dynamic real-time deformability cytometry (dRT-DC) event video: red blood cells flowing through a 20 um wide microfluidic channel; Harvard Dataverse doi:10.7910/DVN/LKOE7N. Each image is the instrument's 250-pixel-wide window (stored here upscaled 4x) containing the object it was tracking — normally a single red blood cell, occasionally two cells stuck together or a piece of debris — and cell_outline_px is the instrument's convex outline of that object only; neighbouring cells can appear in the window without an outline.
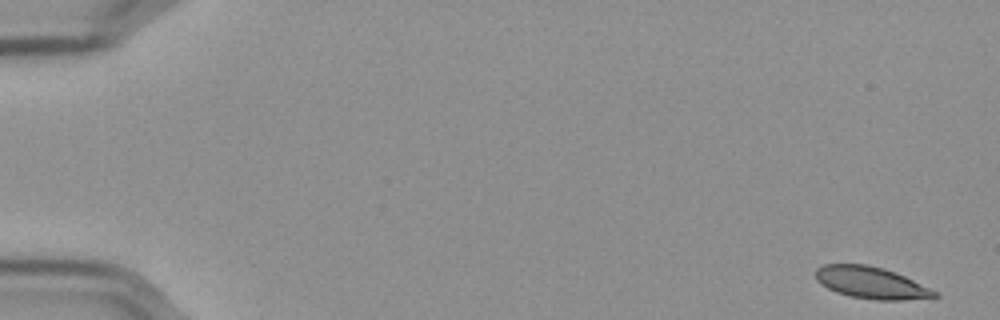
{"species": "Egyptian fruit bat (a non-hibernating species)", "species_latin": "Rousettus aegyptiacus", "temperature_condition": "cold", "stored_images_in_passage": 57, "camera_frame_rate_fps": 3000, "um_per_image_px": 0.085, "frame": {"image": 1, "passage_image": 1, "time_ms": 0.0, "image_size_px": [1000, 320], "cell_outline_px": [[940, 296], [904, 300], [876, 300], [852, 296], [836, 292], [820, 284], [816, 280], [812, 272], [816, 268], [824, 264], [868, 264], [884, 268], [896, 272], [940, 292]], "centroid_in_image_um": [74.03, 24.02], "position_along_channel_um": 11.0, "area_um2": 22.37}}
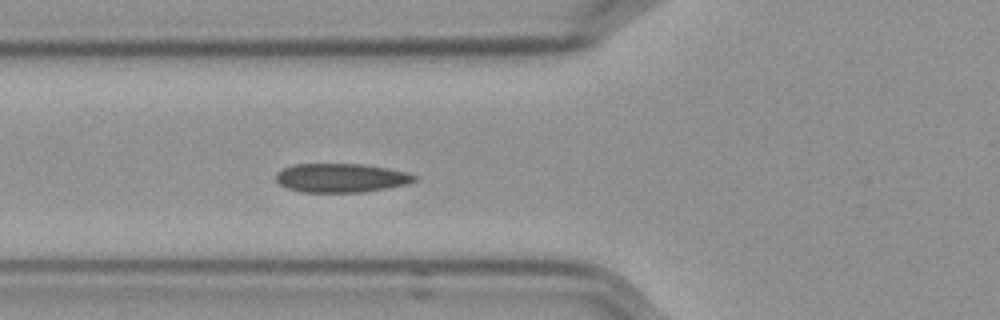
{"frame": {"image": 2, "passage_image": 21, "time_ms": 6.667, "image_size_px": [1000, 320], "cell_outline_px": [[416, 180], [408, 184], [388, 188], [364, 192], [300, 192], [288, 188], [280, 184], [276, 180], [276, 172], [292, 164], [364, 164], [388, 168], [408, 172], [416, 176]], "centroid_in_image_um": [29.01, 15.12], "position_along_channel_um": 96.8, "area_um2": 23.47}}
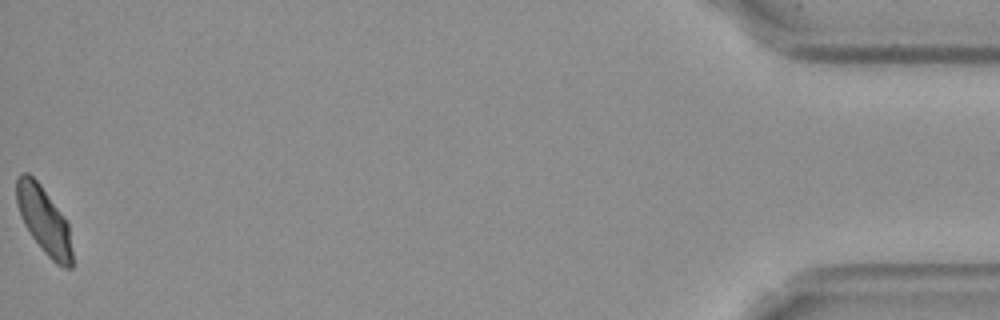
{"frame": {"image": 3, "passage_image": 57, "time_ms": 18.667, "image_size_px": [1000, 320], "cell_outline_px": [[72, 268], [64, 268], [56, 264], [44, 252], [32, 236], [24, 224], [20, 216], [16, 204], [16, 176], [20, 172], [28, 172], [40, 184], [68, 224], [72, 252]], "centroid_in_image_um": [3.7, 18.71], "position_along_channel_um": 431.5, "area_um2": 21.56}, "authors_computed_cell_mechanics": {"area_um2": 22.6576, "velocity_mm_per_s": 3.5441, "shape_relaxation_time_tau1_ms": null, "shape_relaxation_time_tau2_ms": 3.4571, "deformation_change_tau1": null, "deformation_change_tau2": 0.0446}}